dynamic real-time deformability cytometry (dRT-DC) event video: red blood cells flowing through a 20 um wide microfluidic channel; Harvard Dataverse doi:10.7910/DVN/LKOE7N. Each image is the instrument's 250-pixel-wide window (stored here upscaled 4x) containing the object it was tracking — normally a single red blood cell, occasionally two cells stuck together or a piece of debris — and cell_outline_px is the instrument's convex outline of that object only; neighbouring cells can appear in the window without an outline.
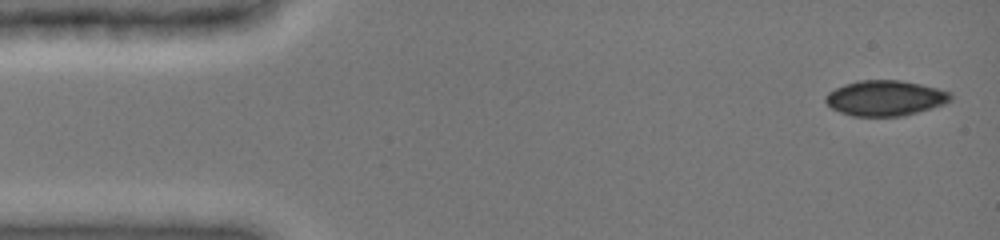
{"species": "common noctule bat (a hibernating species)", "species_latin": "Nyctalus noctula", "temperature_condition": "cold", "stored_images_in_passage": 6, "camera_frame_rate_fps": 3000, "um_per_image_px": 0.085, "animal": {"sex": "female", "body_mass_g": 19.0, "forearm_length_mm": 51.5}, "frame": {"image": 1, "passage_image": 1, "time_ms": 0.0, "image_size_px": [1000, 240], "cell_outline_px": [[952, 100], [944, 104], [932, 108], [904, 116], [852, 116], [840, 112], [832, 108], [824, 100], [824, 96], [828, 92], [844, 84], [856, 80], [900, 80], [920, 84], [952, 92]], "centroid_in_image_um": [75.24, 8.33], "position_along_channel_um": 9.8, "area_um2": 25.95}}
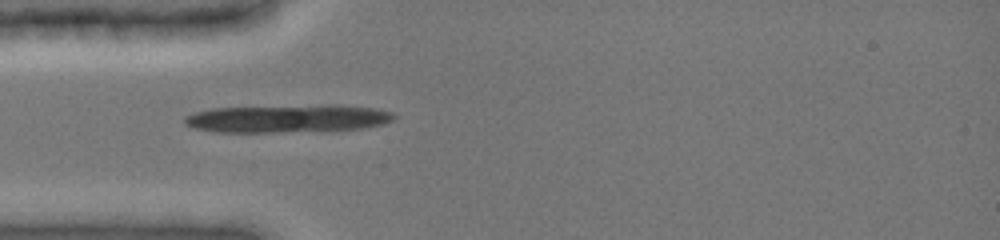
{"frame": {"image": 2, "passage_image": 5, "time_ms": 4.0, "image_size_px": [1000, 240], "cell_outline_px": [[396, 116], [392, 120], [384, 124], [364, 128], [276, 132], [216, 132], [196, 128], [184, 124], [184, 116], [196, 112], [212, 108], [324, 104], [340, 104], [376, 108], [392, 112]], "centroid_in_image_um": [24.47, 10.05], "position_along_channel_um": 60.5, "area_um2": 34.28}}